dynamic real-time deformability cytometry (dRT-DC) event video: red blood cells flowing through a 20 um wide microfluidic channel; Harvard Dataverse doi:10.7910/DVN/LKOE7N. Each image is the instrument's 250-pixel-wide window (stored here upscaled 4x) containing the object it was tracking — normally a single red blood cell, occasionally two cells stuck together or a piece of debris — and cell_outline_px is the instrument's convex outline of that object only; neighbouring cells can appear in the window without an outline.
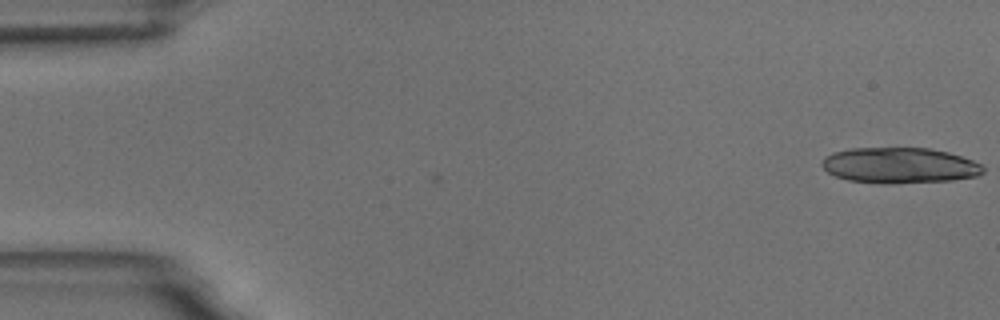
{"species": "common noctule bat (a hibernating species)", "species_latin": "Nyctalus noctula", "temperature_condition": "room temperature", "stored_images_in_passage": 3, "camera_frame_rate_fps": 3000, "um_per_image_px": 0.085, "animal": {"sex": "male", "body_mass_g": 18.8}, "frame": {"image": 1, "passage_image": 3, "time_ms": 0.667, "image_size_px": [1000, 320], "cell_outline_px": [[984, 172], [976, 176], [952, 180], [892, 184], [880, 184], [848, 180], [836, 176], [828, 172], [820, 164], [824, 156], [832, 152], [852, 148], [928, 148], [948, 152], [984, 164]], "centroid_in_image_um": [76.45, 14.06], "position_along_channel_um": 8.6, "area_um2": 33.81}}